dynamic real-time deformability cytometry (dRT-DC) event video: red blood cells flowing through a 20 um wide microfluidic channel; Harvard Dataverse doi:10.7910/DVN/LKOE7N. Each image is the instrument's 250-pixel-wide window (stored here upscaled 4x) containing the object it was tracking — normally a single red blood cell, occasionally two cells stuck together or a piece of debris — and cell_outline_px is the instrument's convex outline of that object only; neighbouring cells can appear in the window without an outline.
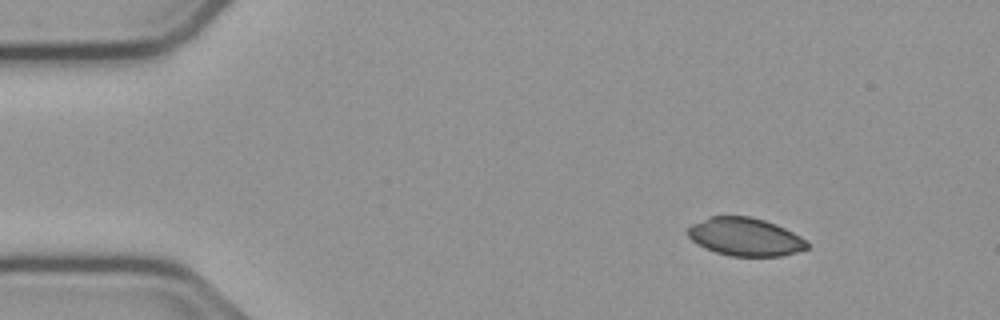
{"species": "common noctule bat (a hibernating species)", "species_latin": "Nyctalus noctula", "temperature_condition": "cold", "stored_images_in_passage": 48, "camera_frame_rate_fps": 3000, "um_per_image_px": 0.085, "animal": {"sex": "male", "body_mass_g": 23.1, "forearm_length_mm": 52.7}, "frame": {"image": 1, "passage_image": 1, "time_ms": 0.0, "image_size_px": [1000, 320], "cell_outline_px": [[808, 248], [796, 252], [780, 256], [728, 256], [704, 248], [696, 244], [688, 236], [688, 228], [692, 224], [708, 216], [752, 216], [776, 224], [808, 240]], "centroid_in_image_um": [63.33, 20.13], "position_along_channel_um": 21.7, "area_um2": 26.59}}
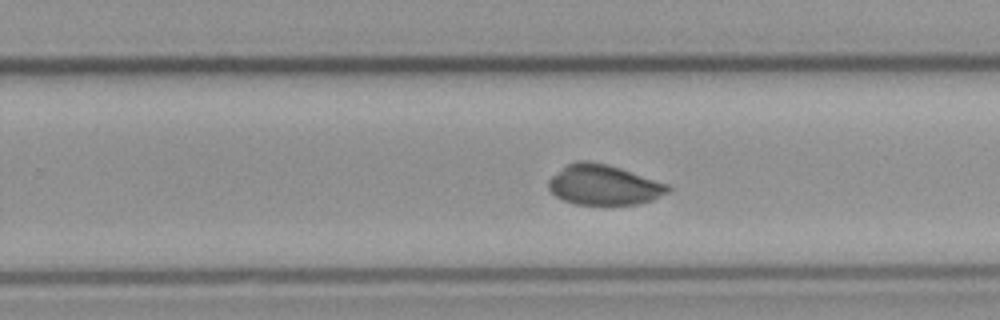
{"frame": {"image": 2, "passage_image": 28, "time_ms": 9.0, "image_size_px": [1000, 320], "cell_outline_px": [[672, 188], [668, 192], [652, 200], [636, 204], [576, 204], [564, 200], [556, 196], [548, 188], [548, 180], [552, 176], [568, 164], [576, 160], [588, 160], [620, 168], [668, 184]], "centroid_in_image_um": [51.31, 15.71], "position_along_channel_um": 278.5, "area_um2": 27.63}}
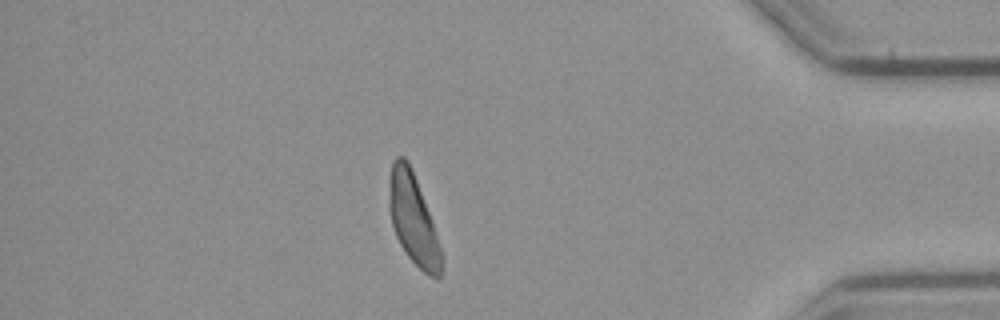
{"frame": {"image": 3, "passage_image": 41, "time_ms": 13.333, "image_size_px": [1000, 320], "cell_outline_px": [[440, 276], [436, 280], [428, 276], [408, 256], [400, 244], [396, 236], [392, 224], [388, 208], [388, 180], [392, 160], [396, 156], [404, 156], [408, 160], [432, 220], [440, 248]], "centroid_in_image_um": [35.06, 18.57], "position_along_channel_um": 400.1, "area_um2": 27.28}}